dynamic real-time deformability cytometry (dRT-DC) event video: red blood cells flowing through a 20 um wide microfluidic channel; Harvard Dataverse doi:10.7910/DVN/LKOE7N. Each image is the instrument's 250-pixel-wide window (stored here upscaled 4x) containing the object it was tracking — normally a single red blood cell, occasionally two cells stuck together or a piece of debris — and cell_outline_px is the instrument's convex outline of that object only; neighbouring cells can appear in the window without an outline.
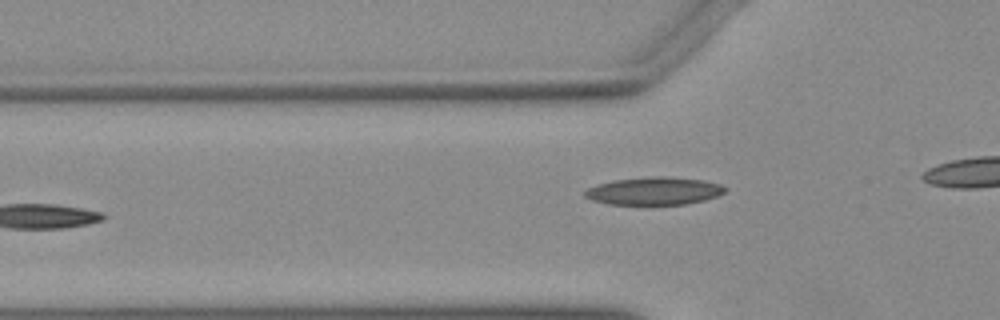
{"species": "Egyptian fruit bat (a non-hibernating species)", "species_latin": "Rousettus aegyptiacus", "temperature_condition": "warm", "stored_images_in_passage": 10, "camera_frame_rate_fps": 3000, "um_per_image_px": 0.085, "animal": {"sex": "female"}, "frame": {"image": 1, "passage_image": 4, "time_ms": 1.0, "image_size_px": [1000, 320], "cell_outline_px": [[728, 188], [724, 192], [716, 196], [704, 200], [684, 204], [608, 204], [592, 200], [584, 196], [584, 192], [588, 188], [612, 180], [652, 176], [668, 176], [704, 180], [720, 184]], "centroid_in_image_um": [55.61, 16.22], "position_along_channel_um": 70.2, "area_um2": 22.6}}
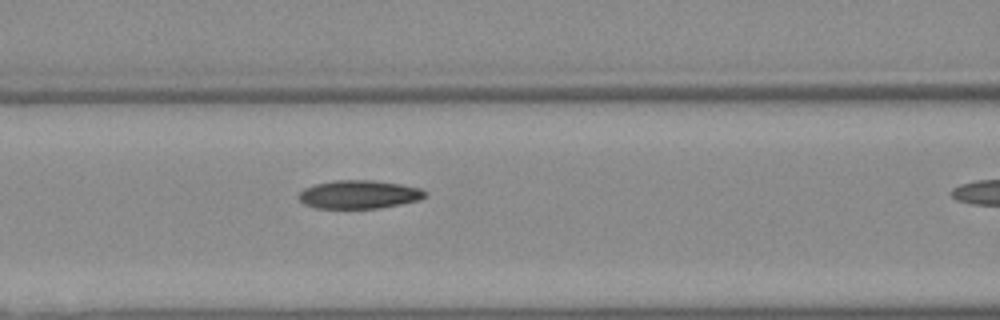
{"frame": {"image": 2, "passage_image": 9, "time_ms": 2.667, "image_size_px": [1000, 320], "cell_outline_px": [[428, 196], [420, 200], [380, 208], [316, 208], [304, 204], [296, 196], [304, 188], [316, 184], [332, 180], [372, 180], [400, 184], [420, 188], [428, 192]], "centroid_in_image_um": [30.53, 16.53], "position_along_channel_um": 136.1, "area_um2": 21.04}}